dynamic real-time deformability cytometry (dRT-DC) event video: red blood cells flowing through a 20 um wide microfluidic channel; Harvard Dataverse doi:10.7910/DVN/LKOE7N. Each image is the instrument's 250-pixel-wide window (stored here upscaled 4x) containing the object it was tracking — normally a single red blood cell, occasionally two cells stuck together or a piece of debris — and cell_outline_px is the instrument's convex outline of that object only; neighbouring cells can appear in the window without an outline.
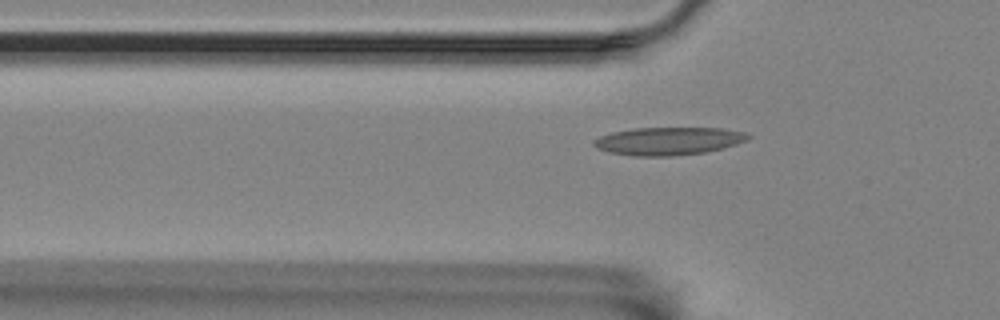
{"species": "Egyptian fruit bat (a non-hibernating species)", "species_latin": "Rousettus aegyptiacus", "temperature_condition": "room temperature", "stored_images_in_passage": 37, "camera_frame_rate_fps": 3000, "um_per_image_px": 0.085, "animal": {"sex": "female"}, "frame": {"image": 1, "passage_image": 4, "time_ms": 1.0, "image_size_px": [1000, 320], "cell_outline_px": [[752, 136], [736, 144], [704, 152], [668, 156], [636, 156], [608, 152], [596, 148], [592, 144], [592, 140], [600, 136], [612, 132], [636, 128], [720, 128], [744, 132]], "centroid_in_image_um": [56.75, 11.98], "position_along_channel_um": 69.1, "area_um2": 24.8}}
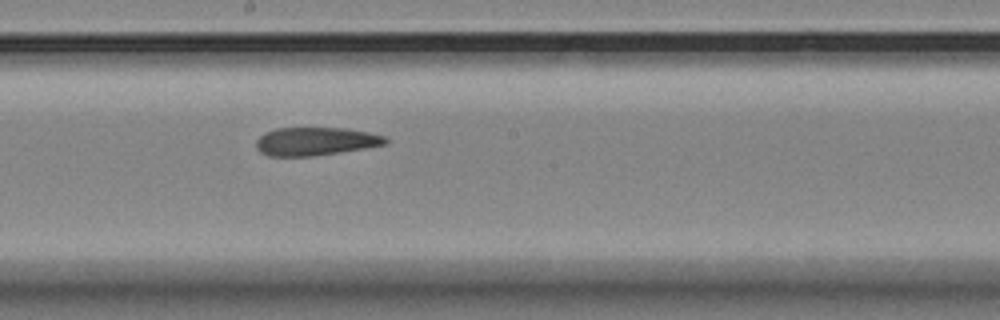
{"frame": {"image": 2, "passage_image": 17, "time_ms": 5.333, "image_size_px": [1000, 320], "cell_outline_px": [[388, 144], [364, 148], [312, 156], [268, 156], [260, 152], [256, 148], [256, 140], [264, 132], [276, 128], [344, 128], [368, 132], [388, 136]], "centroid_in_image_um": [26.82, 12.01], "position_along_channel_um": 221.4, "area_um2": 21.33}}
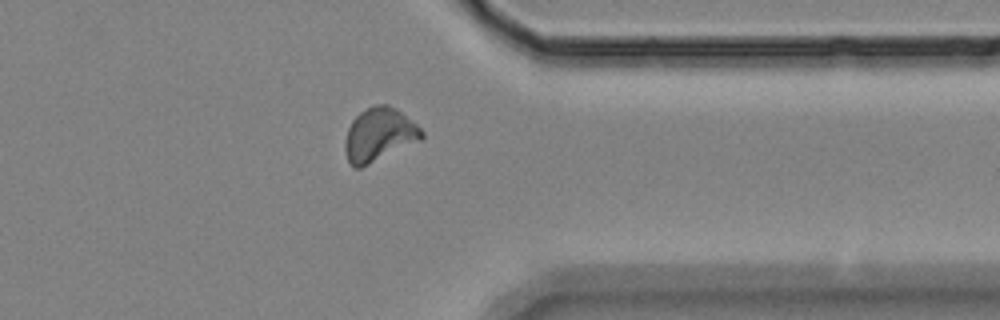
{"frame": {"image": 3, "passage_image": 31, "time_ms": 10.0, "image_size_px": [1000, 320], "cell_outline_px": [[424, 136], [420, 140], [360, 168], [352, 168], [348, 160], [344, 148], [344, 144], [348, 128], [352, 120], [360, 112], [376, 104], [388, 104], [396, 108], [416, 124], [424, 132]], "centroid_in_image_um": [32.21, 11.44], "position_along_channel_um": 379.2, "area_um2": 23.64}}